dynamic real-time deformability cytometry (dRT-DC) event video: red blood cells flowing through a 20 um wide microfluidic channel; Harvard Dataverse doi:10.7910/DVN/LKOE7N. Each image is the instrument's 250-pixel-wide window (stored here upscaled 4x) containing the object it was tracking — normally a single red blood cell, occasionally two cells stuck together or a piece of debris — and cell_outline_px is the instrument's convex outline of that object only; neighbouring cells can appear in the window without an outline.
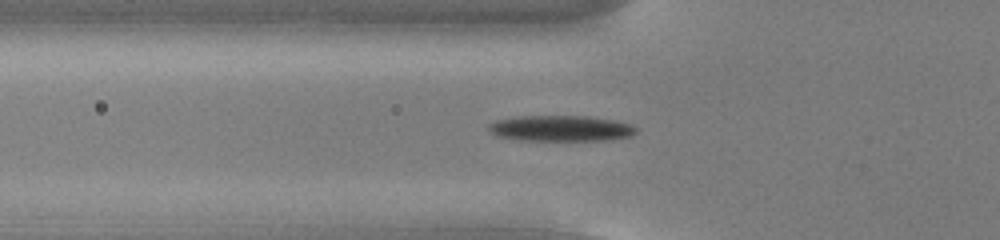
{"species": "common noctule bat (a hibernating species)", "species_latin": "Nyctalus noctula", "temperature_condition": "cold", "stored_images_in_passage": 54, "camera_frame_rate_fps": 3000, "um_per_image_px": 0.085, "animal": {"sex": "male", "body_mass_g": 13.0, "forearm_length_mm": 53.1}, "frame": {"image": 1, "passage_image": 19, "time_ms": 6.0, "image_size_px": [1000, 240], "cell_outline_px": [[636, 132], [632, 136], [608, 140], [520, 140], [496, 136], [488, 132], [488, 124], [496, 120], [520, 116], [588, 116], [616, 120], [628, 124], [636, 128]], "centroid_in_image_um": [47.64, 10.91], "position_along_channel_um": 78.2, "area_um2": 22.25}}
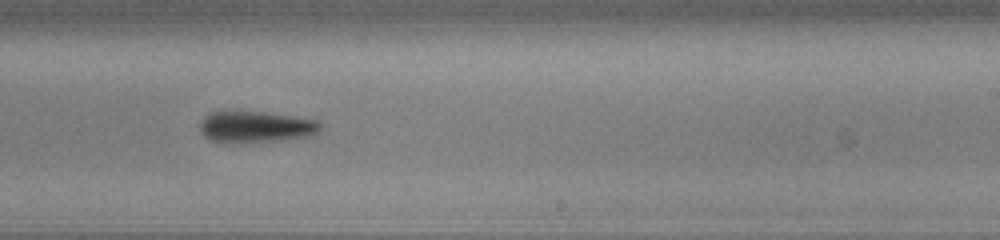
{"frame": {"image": 2, "passage_image": 34, "time_ms": 11.0, "image_size_px": [1000, 240], "cell_outline_px": [[320, 128], [316, 132], [308, 136], [276, 140], [224, 144], [208, 140], [200, 132], [200, 120], [204, 116], [212, 112], [264, 112], [292, 116], [316, 120], [320, 124]], "centroid_in_image_um": [21.64, 10.8], "position_along_channel_um": 267.4, "area_um2": 21.91}}
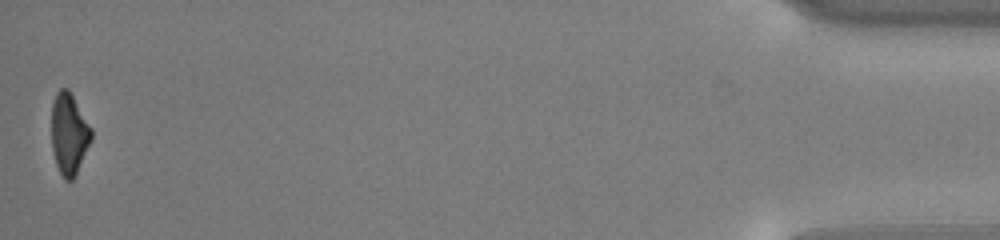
{"frame": {"image": 3, "passage_image": 54, "time_ms": 17.667, "image_size_px": [1000, 240], "cell_outline_px": [[92, 140], [76, 176], [72, 180], [64, 180], [56, 164], [52, 152], [52, 104], [56, 92], [60, 88], [68, 88], [92, 128]], "centroid_in_image_um": [5.88, 11.4], "position_along_channel_um": 429.3, "area_um2": 19.07}, "authors_computed_cell_mechanics": {"area_um2": 20.9525, "velocity_mm_per_s": 3.7817, "shape_relaxation_time_tau1_ms": 2.1493, "shape_relaxation_time_tau2_ms": null, "deformation_change_tau1": 0.1273, "deformation_change_tau2": null}}